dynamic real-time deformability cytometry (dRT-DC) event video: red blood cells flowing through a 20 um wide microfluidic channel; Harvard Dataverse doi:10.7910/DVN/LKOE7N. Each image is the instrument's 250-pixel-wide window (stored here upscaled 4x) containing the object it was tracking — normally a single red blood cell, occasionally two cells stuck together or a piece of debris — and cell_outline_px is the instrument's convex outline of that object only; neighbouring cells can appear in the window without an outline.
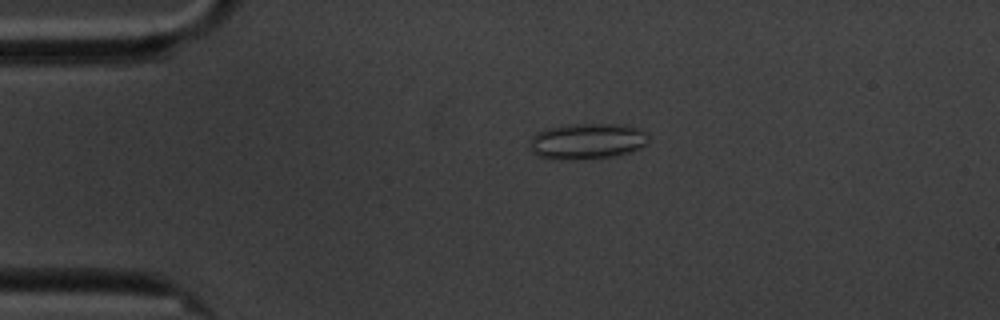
{"species": "common noctule bat (a hibernating species)", "species_latin": "Nyctalus noctula", "temperature_condition": "cold", "stored_images_in_passage": 58, "camera_frame_rate_fps": 3000, "um_per_image_px": 0.085, "animal": {"sex": "male", "body_mass_g": 20.1, "forearm_length_mm": 53.5}, "frame": {"image": 1, "passage_image": 12, "time_ms": 3.667, "image_size_px": [1000, 320], "cell_outline_px": [[648, 144], [632, 152], [612, 156], [584, 160], [560, 160], [540, 156], [532, 152], [528, 148], [532, 136], [544, 128], [568, 124], [624, 124], [640, 128], [648, 136]], "centroid_in_image_um": [49.91, 12.0], "position_along_channel_um": 35.1, "area_um2": 25.37}}
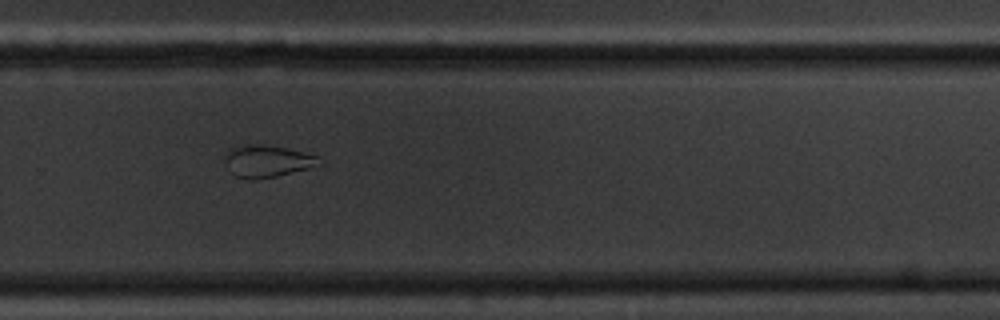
{"frame": {"image": 2, "passage_image": 39, "time_ms": 12.667, "image_size_px": [1000, 320], "cell_outline_px": [[324, 164], [276, 176], [256, 180], [252, 180], [236, 176], [232, 172], [224, 160], [224, 152], [228, 148], [248, 144], [260, 144], [288, 148], [320, 156]], "centroid_in_image_um": [22.73, 13.68], "position_along_channel_um": 307.1, "area_um2": 17.86}}
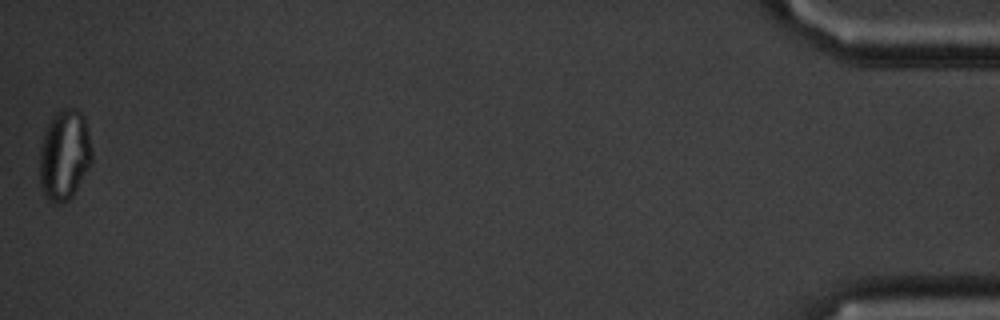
{"frame": {"image": 3, "passage_image": 58, "time_ms": 19.0, "image_size_px": [1000, 320], "cell_outline_px": [[92, 164], [72, 196], [68, 200], [60, 204], [52, 204], [44, 196], [40, 188], [40, 148], [44, 132], [52, 116], [56, 112], [68, 108], [76, 108], [84, 116], [92, 148]], "centroid_in_image_um": [5.48, 13.21], "position_along_channel_um": 429.7, "area_um2": 27.92}, "authors_computed_cell_mechanics": {"area_um2": 23.3801, "velocity_mm_per_s": 3.4197, "shape_relaxation_time_tau1_ms": null, "shape_relaxation_time_tau2_ms": 4.4634, "deformation_change_tau1": null, "deformation_change_tau2": 0.098}}